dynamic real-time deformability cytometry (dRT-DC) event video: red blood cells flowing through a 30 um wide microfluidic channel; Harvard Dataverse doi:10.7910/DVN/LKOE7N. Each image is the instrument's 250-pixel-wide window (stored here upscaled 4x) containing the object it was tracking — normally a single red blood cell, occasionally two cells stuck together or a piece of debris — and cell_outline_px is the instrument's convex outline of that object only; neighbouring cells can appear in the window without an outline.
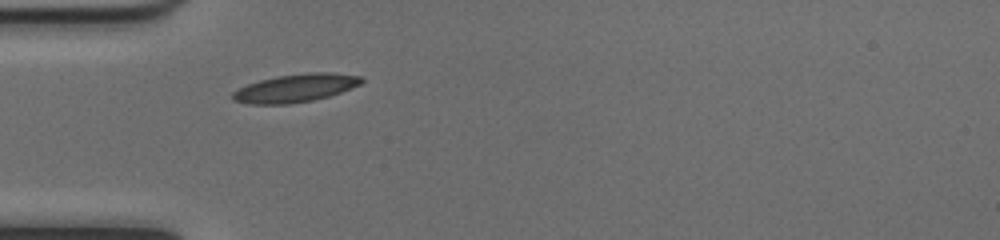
{"species": "common noctule bat (a hibernating species)", "species_latin": "Nyctalus noctula", "temperature_condition": "cold", "stored_images_in_passage": 35, "camera_frame_rate_fps": 3000, "um_per_image_px": 0.085, "animal": {"sex": "female", "body_mass_g": 17.0, "forearm_length_mm": 48.0}, "frame": {"image": 1, "passage_image": 1, "time_ms": 0.0, "image_size_px": [1000, 240], "cell_outline_px": [[364, 80], [360, 84], [340, 92], [328, 96], [312, 100], [288, 104], [248, 104], [232, 100], [232, 92], [248, 84], [260, 80], [276, 76], [308, 72], [332, 72], [360, 76]], "centroid_in_image_um": [25.1, 7.48], "position_along_channel_um": 59.9, "area_um2": 20.98}}
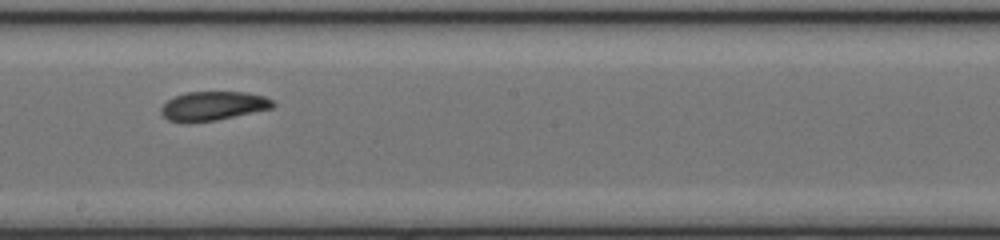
{"frame": {"image": 2, "passage_image": 14, "time_ms": 4.333, "image_size_px": [1000, 240], "cell_outline_px": [[276, 104], [272, 108], [216, 120], [188, 124], [168, 120], [160, 112], [160, 108], [168, 100], [176, 96], [188, 92], [244, 92], [264, 96], [272, 100]], "centroid_in_image_um": [18.08, 9.02], "position_along_channel_um": 230.1, "area_um2": 18.96}}
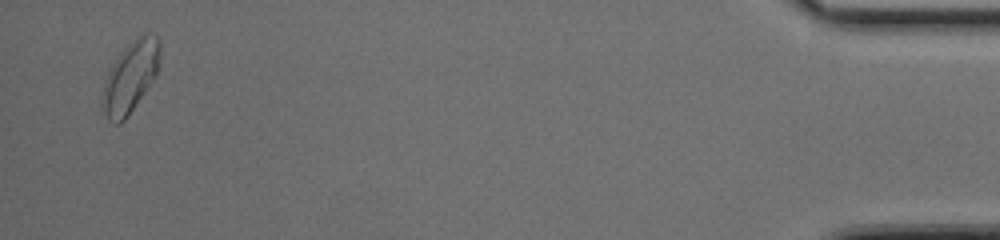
{"frame": {"image": 3, "passage_image": 35, "time_ms": 11.333, "image_size_px": [1000, 240], "cell_outline_px": [[160, 60], [156, 76], [128, 116], [120, 124], [116, 124], [108, 120], [100, 112], [100, 100], [104, 84], [108, 72], [120, 52], [136, 36], [148, 32], [156, 36], [160, 40]], "centroid_in_image_um": [11.06, 6.56], "position_along_channel_um": 424.1, "area_um2": 24.28}, "authors_computed_cell_mechanics": {"area_um2": 18.8428, "velocity_mm_per_s": 4.0048, "shape_relaxation_time_tau1_ms": 4.7781, "shape_relaxation_time_tau2_ms": 2.1431, "deformation_change_tau1": 0.1506, "deformation_change_tau2": 0.0774}}